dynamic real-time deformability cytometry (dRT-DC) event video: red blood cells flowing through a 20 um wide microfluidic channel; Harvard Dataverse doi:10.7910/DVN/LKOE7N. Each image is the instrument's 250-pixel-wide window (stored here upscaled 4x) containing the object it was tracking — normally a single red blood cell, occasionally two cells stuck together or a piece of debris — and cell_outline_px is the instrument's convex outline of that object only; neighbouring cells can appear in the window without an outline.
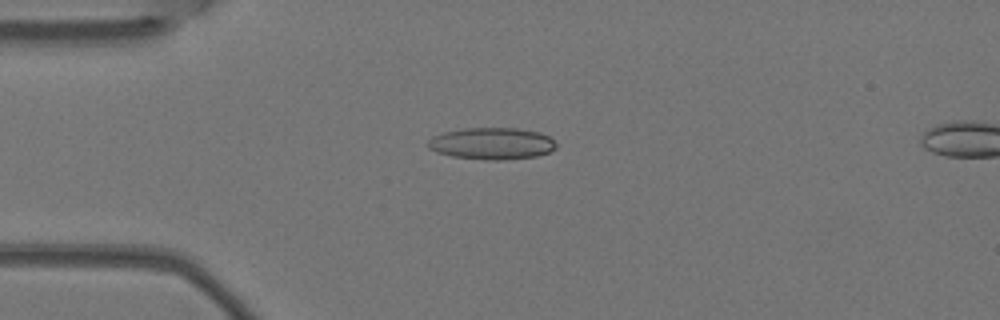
{"species": "Egyptian fruit bat (a non-hibernating species)", "species_latin": "Rousettus aegyptiacus", "temperature_condition": "warm", "stored_images_in_passage": 5, "camera_frame_rate_fps": 3000, "um_per_image_px": 0.085, "animal": {"sex": "female"}, "frame": {"image": 1, "passage_image": 4, "time_ms": 1.0, "image_size_px": [1000, 320], "cell_outline_px": [[556, 148], [548, 152], [536, 156], [504, 160], [488, 160], [452, 156], [436, 152], [428, 148], [428, 140], [432, 136], [444, 132], [464, 128], [516, 128], [540, 132], [548, 136], [556, 144]], "centroid_in_image_um": [41.79, 12.2], "position_along_channel_um": 43.2, "area_um2": 23.76}}